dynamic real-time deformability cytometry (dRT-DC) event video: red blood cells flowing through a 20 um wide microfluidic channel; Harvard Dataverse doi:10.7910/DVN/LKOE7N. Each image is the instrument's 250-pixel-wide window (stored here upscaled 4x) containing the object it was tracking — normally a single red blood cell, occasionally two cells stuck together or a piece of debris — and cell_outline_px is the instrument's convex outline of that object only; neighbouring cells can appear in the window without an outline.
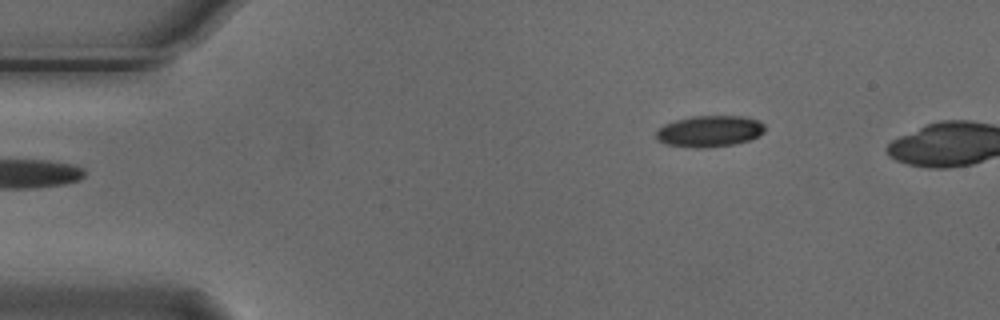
{"species": "Egyptian fruit bat (a non-hibernating species)", "species_latin": "Rousettus aegyptiacus", "temperature_condition": "cold", "stored_images_in_passage": 5, "camera_frame_rate_fps": 3000, "um_per_image_px": 0.085, "animal": {"sex": "male"}, "frame": {"image": 1, "passage_image": 5, "time_ms": 1.333, "image_size_px": [1000, 320], "cell_outline_px": [[764, 132], [748, 140], [736, 144], [704, 148], [692, 148], [668, 144], [656, 140], [656, 132], [664, 124], [676, 120], [692, 116], [744, 116], [756, 120], [764, 124]], "centroid_in_image_um": [60.29, 11.16], "position_along_channel_um": 24.7, "area_um2": 19.77}}